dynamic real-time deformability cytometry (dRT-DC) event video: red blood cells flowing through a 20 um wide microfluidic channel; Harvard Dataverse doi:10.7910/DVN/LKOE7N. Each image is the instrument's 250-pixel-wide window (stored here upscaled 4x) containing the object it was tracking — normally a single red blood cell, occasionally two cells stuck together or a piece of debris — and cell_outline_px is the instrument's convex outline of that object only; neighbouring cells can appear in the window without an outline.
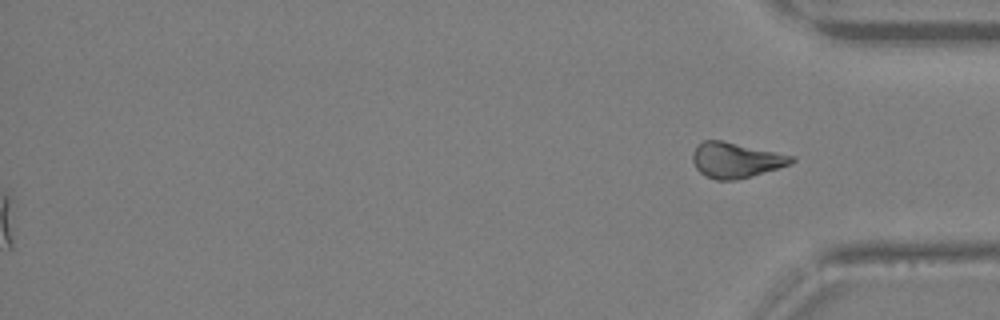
{"species": "Egyptian fruit bat (a non-hibernating species)", "species_latin": "Rousettus aegyptiacus", "temperature_condition": "warm", "stored_images_in_passage": 35, "segment_of_instrument_passage": [2, 2], "camera_frame_rate_fps": 3000, "um_per_image_px": 0.085, "animal": {"sex": "female"}, "frame": {"image": 1, "passage_image": 35, "time_ms": 11.333, "image_size_px": [1000, 320], "cell_outline_px": [[796, 160], [788, 164], [776, 168], [736, 180], [716, 180], [700, 172], [696, 168], [692, 160], [692, 152], [696, 144], [704, 140], [720, 140], [796, 156]], "centroid_in_image_um": [62.5, 13.59], "position_along_channel_um": 372.7, "area_um2": 20.11}}